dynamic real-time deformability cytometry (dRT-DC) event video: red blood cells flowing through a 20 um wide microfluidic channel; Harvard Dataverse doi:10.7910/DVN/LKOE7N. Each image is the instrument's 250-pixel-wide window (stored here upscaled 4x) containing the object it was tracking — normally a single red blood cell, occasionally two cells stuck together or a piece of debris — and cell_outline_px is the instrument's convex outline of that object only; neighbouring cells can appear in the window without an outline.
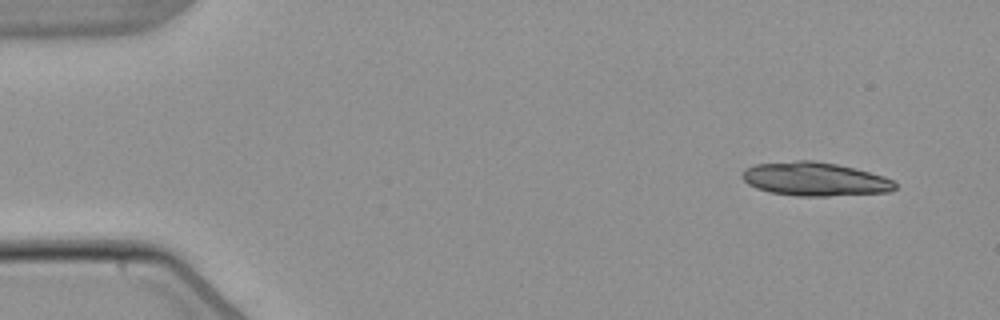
{"species": "common noctule bat (a hibernating species)", "species_latin": "Nyctalus noctula", "temperature_condition": "warm", "stored_images_in_passage": 5, "camera_frame_rate_fps": 3000, "um_per_image_px": 0.085, "animal": {"sex": "male", "body_mass_g": 21.5, "forearm_length_mm": 52.0}, "frame": {"image": 1, "passage_image": 1, "time_ms": 0.0, "image_size_px": [1000, 320], "cell_outline_px": [[896, 188], [888, 192], [828, 196], [796, 196], [768, 192], [756, 188], [748, 184], [740, 176], [740, 172], [744, 168], [756, 164], [796, 160], [812, 160], [836, 164], [856, 168], [884, 176], [892, 180], [896, 184]], "centroid_in_image_um": [69.22, 15.22], "position_along_channel_um": 15.8, "area_um2": 30.23}}